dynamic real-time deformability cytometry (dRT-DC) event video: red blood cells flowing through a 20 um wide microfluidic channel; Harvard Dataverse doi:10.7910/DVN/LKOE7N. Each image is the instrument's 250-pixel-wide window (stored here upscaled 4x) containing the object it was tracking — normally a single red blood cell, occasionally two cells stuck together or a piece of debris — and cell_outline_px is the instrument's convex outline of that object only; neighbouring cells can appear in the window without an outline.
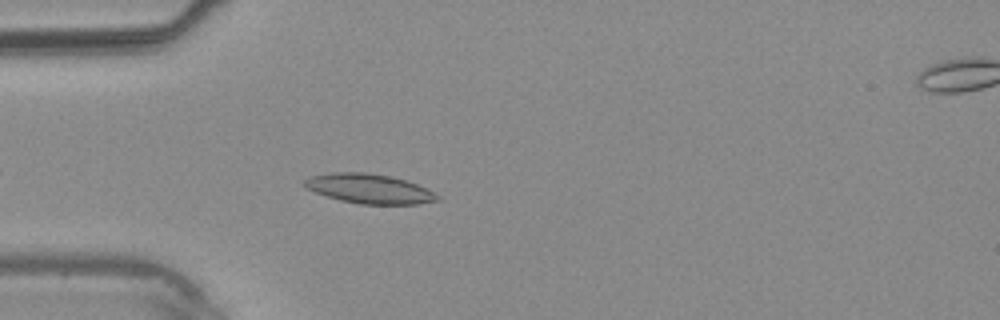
{"species": "common noctule bat (a hibernating species)", "species_latin": "Nyctalus noctula", "temperature_condition": "warm", "stored_images_in_passage": 30, "camera_frame_rate_fps": 3000, "um_per_image_px": 0.085, "animal": {"sex": "male", "body_mass_g": 20.4}, "frame": {"image": 1, "passage_image": 5, "time_ms": 1.333, "image_size_px": [1000, 320], "cell_outline_px": [[440, 200], [420, 204], [360, 204], [340, 200], [304, 188], [304, 180], [308, 176], [332, 172], [364, 172], [392, 176], [408, 180], [428, 188], [440, 196]], "centroid_in_image_um": [31.42, 16.03], "position_along_channel_um": 53.6, "area_um2": 23.18}}
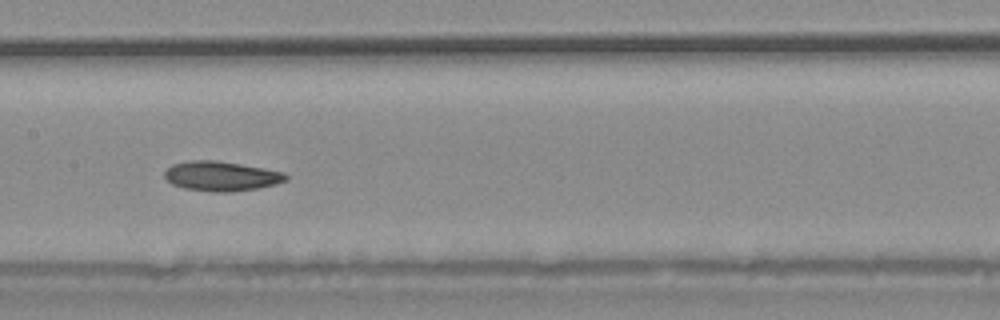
{"frame": {"image": 2, "passage_image": 13, "time_ms": 4.0, "image_size_px": [1000, 320], "cell_outline_px": [[288, 180], [276, 184], [260, 188], [232, 192], [216, 192], [184, 188], [172, 184], [164, 176], [164, 172], [172, 164], [188, 160], [216, 160], [264, 168], [284, 172], [288, 176]], "centroid_in_image_um": [18.83, 14.97], "position_along_channel_um": 188.6, "area_um2": 21.1}}